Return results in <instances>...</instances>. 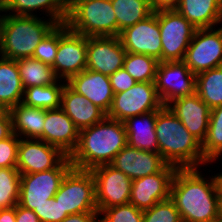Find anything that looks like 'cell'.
<instances>
[{
  "label": "cell",
  "mask_w": 222,
  "mask_h": 222,
  "mask_svg": "<svg viewBox=\"0 0 222 222\" xmlns=\"http://www.w3.org/2000/svg\"><path fill=\"white\" fill-rule=\"evenodd\" d=\"M16 222H40L33 210L16 205Z\"/></svg>",
  "instance_id": "7bdbcfd3"
},
{
  "label": "cell",
  "mask_w": 222,
  "mask_h": 222,
  "mask_svg": "<svg viewBox=\"0 0 222 222\" xmlns=\"http://www.w3.org/2000/svg\"><path fill=\"white\" fill-rule=\"evenodd\" d=\"M63 80L58 79L54 84L32 86L24 89L22 103L45 110L61 107V96L64 89ZM61 83V84H60Z\"/></svg>",
  "instance_id": "f1b7e54d"
},
{
  "label": "cell",
  "mask_w": 222,
  "mask_h": 222,
  "mask_svg": "<svg viewBox=\"0 0 222 222\" xmlns=\"http://www.w3.org/2000/svg\"><path fill=\"white\" fill-rule=\"evenodd\" d=\"M0 222H16V206L0 210Z\"/></svg>",
  "instance_id": "f6af8a7d"
},
{
  "label": "cell",
  "mask_w": 222,
  "mask_h": 222,
  "mask_svg": "<svg viewBox=\"0 0 222 222\" xmlns=\"http://www.w3.org/2000/svg\"><path fill=\"white\" fill-rule=\"evenodd\" d=\"M13 133L19 138L43 140L45 109L30 107L22 102L9 110Z\"/></svg>",
  "instance_id": "484cf974"
},
{
  "label": "cell",
  "mask_w": 222,
  "mask_h": 222,
  "mask_svg": "<svg viewBox=\"0 0 222 222\" xmlns=\"http://www.w3.org/2000/svg\"><path fill=\"white\" fill-rule=\"evenodd\" d=\"M78 137L79 130L61 108L45 110L44 142L59 148L65 155L70 156L77 146Z\"/></svg>",
  "instance_id": "ffe728a7"
},
{
  "label": "cell",
  "mask_w": 222,
  "mask_h": 222,
  "mask_svg": "<svg viewBox=\"0 0 222 222\" xmlns=\"http://www.w3.org/2000/svg\"><path fill=\"white\" fill-rule=\"evenodd\" d=\"M88 37L58 24V51L52 66L56 77L67 82L86 69Z\"/></svg>",
  "instance_id": "ba28073f"
},
{
  "label": "cell",
  "mask_w": 222,
  "mask_h": 222,
  "mask_svg": "<svg viewBox=\"0 0 222 222\" xmlns=\"http://www.w3.org/2000/svg\"><path fill=\"white\" fill-rule=\"evenodd\" d=\"M111 4L117 18V36L153 13L150 0H111Z\"/></svg>",
  "instance_id": "83f0119b"
},
{
  "label": "cell",
  "mask_w": 222,
  "mask_h": 222,
  "mask_svg": "<svg viewBox=\"0 0 222 222\" xmlns=\"http://www.w3.org/2000/svg\"><path fill=\"white\" fill-rule=\"evenodd\" d=\"M68 3V0H8L1 10L10 15L37 16L33 12L41 9L49 19L62 24L68 17Z\"/></svg>",
  "instance_id": "cb8c5ba5"
},
{
  "label": "cell",
  "mask_w": 222,
  "mask_h": 222,
  "mask_svg": "<svg viewBox=\"0 0 222 222\" xmlns=\"http://www.w3.org/2000/svg\"><path fill=\"white\" fill-rule=\"evenodd\" d=\"M157 19L162 40V62L183 61L195 27L176 10L159 11Z\"/></svg>",
  "instance_id": "30bf717a"
},
{
  "label": "cell",
  "mask_w": 222,
  "mask_h": 222,
  "mask_svg": "<svg viewBox=\"0 0 222 222\" xmlns=\"http://www.w3.org/2000/svg\"><path fill=\"white\" fill-rule=\"evenodd\" d=\"M177 167L168 164L161 172L132 180L130 204L144 211L170 198L171 184Z\"/></svg>",
  "instance_id": "9a60e30c"
},
{
  "label": "cell",
  "mask_w": 222,
  "mask_h": 222,
  "mask_svg": "<svg viewBox=\"0 0 222 222\" xmlns=\"http://www.w3.org/2000/svg\"><path fill=\"white\" fill-rule=\"evenodd\" d=\"M200 168H178L174 174L170 198L183 222L218 221L220 176L204 177Z\"/></svg>",
  "instance_id": "6da1fadb"
},
{
  "label": "cell",
  "mask_w": 222,
  "mask_h": 222,
  "mask_svg": "<svg viewBox=\"0 0 222 222\" xmlns=\"http://www.w3.org/2000/svg\"><path fill=\"white\" fill-rule=\"evenodd\" d=\"M98 212H83L68 215L62 222H99Z\"/></svg>",
  "instance_id": "b9f144b4"
},
{
  "label": "cell",
  "mask_w": 222,
  "mask_h": 222,
  "mask_svg": "<svg viewBox=\"0 0 222 222\" xmlns=\"http://www.w3.org/2000/svg\"><path fill=\"white\" fill-rule=\"evenodd\" d=\"M119 38L127 52L144 54L162 62V40L157 12L125 28L120 32Z\"/></svg>",
  "instance_id": "5bb4252c"
},
{
  "label": "cell",
  "mask_w": 222,
  "mask_h": 222,
  "mask_svg": "<svg viewBox=\"0 0 222 222\" xmlns=\"http://www.w3.org/2000/svg\"><path fill=\"white\" fill-rule=\"evenodd\" d=\"M196 94L211 110L222 106V66L196 75Z\"/></svg>",
  "instance_id": "4dcf8cb0"
},
{
  "label": "cell",
  "mask_w": 222,
  "mask_h": 222,
  "mask_svg": "<svg viewBox=\"0 0 222 222\" xmlns=\"http://www.w3.org/2000/svg\"><path fill=\"white\" fill-rule=\"evenodd\" d=\"M91 172L99 214L106 208L129 203L132 180L127 175L109 164L95 167Z\"/></svg>",
  "instance_id": "4fadbf2b"
},
{
  "label": "cell",
  "mask_w": 222,
  "mask_h": 222,
  "mask_svg": "<svg viewBox=\"0 0 222 222\" xmlns=\"http://www.w3.org/2000/svg\"><path fill=\"white\" fill-rule=\"evenodd\" d=\"M109 78L114 94L127 91L137 83L123 67L111 74Z\"/></svg>",
  "instance_id": "ab89813d"
},
{
  "label": "cell",
  "mask_w": 222,
  "mask_h": 222,
  "mask_svg": "<svg viewBox=\"0 0 222 222\" xmlns=\"http://www.w3.org/2000/svg\"><path fill=\"white\" fill-rule=\"evenodd\" d=\"M154 84L163 106L196 93V75L183 61L159 62Z\"/></svg>",
  "instance_id": "7c38bea8"
},
{
  "label": "cell",
  "mask_w": 222,
  "mask_h": 222,
  "mask_svg": "<svg viewBox=\"0 0 222 222\" xmlns=\"http://www.w3.org/2000/svg\"><path fill=\"white\" fill-rule=\"evenodd\" d=\"M54 199L68 215L98 212L92 172L72 167L64 176Z\"/></svg>",
  "instance_id": "8992f818"
},
{
  "label": "cell",
  "mask_w": 222,
  "mask_h": 222,
  "mask_svg": "<svg viewBox=\"0 0 222 222\" xmlns=\"http://www.w3.org/2000/svg\"><path fill=\"white\" fill-rule=\"evenodd\" d=\"M17 66L23 88L54 84L58 78L51 66L33 57L18 59Z\"/></svg>",
  "instance_id": "f546056e"
},
{
  "label": "cell",
  "mask_w": 222,
  "mask_h": 222,
  "mask_svg": "<svg viewBox=\"0 0 222 222\" xmlns=\"http://www.w3.org/2000/svg\"><path fill=\"white\" fill-rule=\"evenodd\" d=\"M23 93L17 61L0 56V103L9 111L22 102Z\"/></svg>",
  "instance_id": "4316f807"
},
{
  "label": "cell",
  "mask_w": 222,
  "mask_h": 222,
  "mask_svg": "<svg viewBox=\"0 0 222 222\" xmlns=\"http://www.w3.org/2000/svg\"><path fill=\"white\" fill-rule=\"evenodd\" d=\"M59 148L40 139L20 138L17 169L20 174H30L56 168L65 158Z\"/></svg>",
  "instance_id": "2e32d148"
},
{
  "label": "cell",
  "mask_w": 222,
  "mask_h": 222,
  "mask_svg": "<svg viewBox=\"0 0 222 222\" xmlns=\"http://www.w3.org/2000/svg\"><path fill=\"white\" fill-rule=\"evenodd\" d=\"M155 133L158 152L170 165L177 168H200L204 159L202 143L194 137L168 106L157 110Z\"/></svg>",
  "instance_id": "3957f363"
},
{
  "label": "cell",
  "mask_w": 222,
  "mask_h": 222,
  "mask_svg": "<svg viewBox=\"0 0 222 222\" xmlns=\"http://www.w3.org/2000/svg\"><path fill=\"white\" fill-rule=\"evenodd\" d=\"M20 138L13 133L10 137L0 140V168H16Z\"/></svg>",
  "instance_id": "74e56055"
},
{
  "label": "cell",
  "mask_w": 222,
  "mask_h": 222,
  "mask_svg": "<svg viewBox=\"0 0 222 222\" xmlns=\"http://www.w3.org/2000/svg\"><path fill=\"white\" fill-rule=\"evenodd\" d=\"M218 221L222 222V182L220 183L219 193H218Z\"/></svg>",
  "instance_id": "bcb514c9"
},
{
  "label": "cell",
  "mask_w": 222,
  "mask_h": 222,
  "mask_svg": "<svg viewBox=\"0 0 222 222\" xmlns=\"http://www.w3.org/2000/svg\"><path fill=\"white\" fill-rule=\"evenodd\" d=\"M99 215V222H143V211L130 203L106 208Z\"/></svg>",
  "instance_id": "d590c367"
},
{
  "label": "cell",
  "mask_w": 222,
  "mask_h": 222,
  "mask_svg": "<svg viewBox=\"0 0 222 222\" xmlns=\"http://www.w3.org/2000/svg\"><path fill=\"white\" fill-rule=\"evenodd\" d=\"M159 61L144 54L127 52L123 68L136 82H154Z\"/></svg>",
  "instance_id": "d6a6232c"
},
{
  "label": "cell",
  "mask_w": 222,
  "mask_h": 222,
  "mask_svg": "<svg viewBox=\"0 0 222 222\" xmlns=\"http://www.w3.org/2000/svg\"><path fill=\"white\" fill-rule=\"evenodd\" d=\"M183 62L195 75L222 66V27L196 29Z\"/></svg>",
  "instance_id": "8fae6325"
},
{
  "label": "cell",
  "mask_w": 222,
  "mask_h": 222,
  "mask_svg": "<svg viewBox=\"0 0 222 222\" xmlns=\"http://www.w3.org/2000/svg\"><path fill=\"white\" fill-rule=\"evenodd\" d=\"M176 11L195 29L213 28L222 22V0H181Z\"/></svg>",
  "instance_id": "603a6c76"
},
{
  "label": "cell",
  "mask_w": 222,
  "mask_h": 222,
  "mask_svg": "<svg viewBox=\"0 0 222 222\" xmlns=\"http://www.w3.org/2000/svg\"><path fill=\"white\" fill-rule=\"evenodd\" d=\"M0 13H2L1 8H0ZM1 22H2V15L0 14V38H1Z\"/></svg>",
  "instance_id": "681fc988"
},
{
  "label": "cell",
  "mask_w": 222,
  "mask_h": 222,
  "mask_svg": "<svg viewBox=\"0 0 222 222\" xmlns=\"http://www.w3.org/2000/svg\"><path fill=\"white\" fill-rule=\"evenodd\" d=\"M8 0H0V8H2Z\"/></svg>",
  "instance_id": "c3c4849f"
},
{
  "label": "cell",
  "mask_w": 222,
  "mask_h": 222,
  "mask_svg": "<svg viewBox=\"0 0 222 222\" xmlns=\"http://www.w3.org/2000/svg\"><path fill=\"white\" fill-rule=\"evenodd\" d=\"M126 53L119 36L88 37L86 69L110 76L123 67Z\"/></svg>",
  "instance_id": "e0dca14e"
},
{
  "label": "cell",
  "mask_w": 222,
  "mask_h": 222,
  "mask_svg": "<svg viewBox=\"0 0 222 222\" xmlns=\"http://www.w3.org/2000/svg\"><path fill=\"white\" fill-rule=\"evenodd\" d=\"M33 212L38 216L40 222H62L68 216L54 197L36 207Z\"/></svg>",
  "instance_id": "f35d334b"
},
{
  "label": "cell",
  "mask_w": 222,
  "mask_h": 222,
  "mask_svg": "<svg viewBox=\"0 0 222 222\" xmlns=\"http://www.w3.org/2000/svg\"><path fill=\"white\" fill-rule=\"evenodd\" d=\"M143 222H183L171 198L157 202L143 211Z\"/></svg>",
  "instance_id": "e575fe53"
},
{
  "label": "cell",
  "mask_w": 222,
  "mask_h": 222,
  "mask_svg": "<svg viewBox=\"0 0 222 222\" xmlns=\"http://www.w3.org/2000/svg\"><path fill=\"white\" fill-rule=\"evenodd\" d=\"M58 51V24L47 34L38 44L33 54V58L42 63L53 66Z\"/></svg>",
  "instance_id": "8d00e7d4"
},
{
  "label": "cell",
  "mask_w": 222,
  "mask_h": 222,
  "mask_svg": "<svg viewBox=\"0 0 222 222\" xmlns=\"http://www.w3.org/2000/svg\"><path fill=\"white\" fill-rule=\"evenodd\" d=\"M156 115L157 111H151L140 116L129 117L124 121L129 146L144 151L158 152L155 133Z\"/></svg>",
  "instance_id": "d4e9b609"
},
{
  "label": "cell",
  "mask_w": 222,
  "mask_h": 222,
  "mask_svg": "<svg viewBox=\"0 0 222 222\" xmlns=\"http://www.w3.org/2000/svg\"><path fill=\"white\" fill-rule=\"evenodd\" d=\"M162 106L154 82H137L127 91L114 94L106 116L124 122L129 117L157 111Z\"/></svg>",
  "instance_id": "9c48e42d"
},
{
  "label": "cell",
  "mask_w": 222,
  "mask_h": 222,
  "mask_svg": "<svg viewBox=\"0 0 222 222\" xmlns=\"http://www.w3.org/2000/svg\"><path fill=\"white\" fill-rule=\"evenodd\" d=\"M68 27L86 37L117 36L111 0H68Z\"/></svg>",
  "instance_id": "5b68a950"
},
{
  "label": "cell",
  "mask_w": 222,
  "mask_h": 222,
  "mask_svg": "<svg viewBox=\"0 0 222 222\" xmlns=\"http://www.w3.org/2000/svg\"><path fill=\"white\" fill-rule=\"evenodd\" d=\"M169 109L201 143L208 132L211 109L195 93L173 100Z\"/></svg>",
  "instance_id": "d6986e66"
},
{
  "label": "cell",
  "mask_w": 222,
  "mask_h": 222,
  "mask_svg": "<svg viewBox=\"0 0 222 222\" xmlns=\"http://www.w3.org/2000/svg\"><path fill=\"white\" fill-rule=\"evenodd\" d=\"M109 165L134 180L161 172L168 163L159 152L144 151L127 144Z\"/></svg>",
  "instance_id": "ac0fdd59"
},
{
  "label": "cell",
  "mask_w": 222,
  "mask_h": 222,
  "mask_svg": "<svg viewBox=\"0 0 222 222\" xmlns=\"http://www.w3.org/2000/svg\"><path fill=\"white\" fill-rule=\"evenodd\" d=\"M74 91L108 113L114 93L109 76L85 69L66 82Z\"/></svg>",
  "instance_id": "44dd1931"
},
{
  "label": "cell",
  "mask_w": 222,
  "mask_h": 222,
  "mask_svg": "<svg viewBox=\"0 0 222 222\" xmlns=\"http://www.w3.org/2000/svg\"><path fill=\"white\" fill-rule=\"evenodd\" d=\"M44 16L2 14L0 56L18 60L33 57L38 44L58 24Z\"/></svg>",
  "instance_id": "277c9868"
},
{
  "label": "cell",
  "mask_w": 222,
  "mask_h": 222,
  "mask_svg": "<svg viewBox=\"0 0 222 222\" xmlns=\"http://www.w3.org/2000/svg\"><path fill=\"white\" fill-rule=\"evenodd\" d=\"M219 176H220V180L222 182V173H219Z\"/></svg>",
  "instance_id": "f907efd6"
},
{
  "label": "cell",
  "mask_w": 222,
  "mask_h": 222,
  "mask_svg": "<svg viewBox=\"0 0 222 222\" xmlns=\"http://www.w3.org/2000/svg\"><path fill=\"white\" fill-rule=\"evenodd\" d=\"M60 108L71 118L79 131L91 127L106 117L102 109L74 91L66 82L62 91Z\"/></svg>",
  "instance_id": "7402d4cb"
},
{
  "label": "cell",
  "mask_w": 222,
  "mask_h": 222,
  "mask_svg": "<svg viewBox=\"0 0 222 222\" xmlns=\"http://www.w3.org/2000/svg\"><path fill=\"white\" fill-rule=\"evenodd\" d=\"M72 168L67 156L56 168L42 172L21 174L18 205L30 210L48 202L57 193L59 186Z\"/></svg>",
  "instance_id": "52a82bcc"
},
{
  "label": "cell",
  "mask_w": 222,
  "mask_h": 222,
  "mask_svg": "<svg viewBox=\"0 0 222 222\" xmlns=\"http://www.w3.org/2000/svg\"><path fill=\"white\" fill-rule=\"evenodd\" d=\"M202 152L209 164L222 158V106L211 110L207 136L202 142Z\"/></svg>",
  "instance_id": "1f68e13d"
},
{
  "label": "cell",
  "mask_w": 222,
  "mask_h": 222,
  "mask_svg": "<svg viewBox=\"0 0 222 222\" xmlns=\"http://www.w3.org/2000/svg\"><path fill=\"white\" fill-rule=\"evenodd\" d=\"M126 145L124 122L106 116L102 121L79 131L77 146L69 159L73 168L91 171L110 164Z\"/></svg>",
  "instance_id": "7a4b0ae2"
},
{
  "label": "cell",
  "mask_w": 222,
  "mask_h": 222,
  "mask_svg": "<svg viewBox=\"0 0 222 222\" xmlns=\"http://www.w3.org/2000/svg\"><path fill=\"white\" fill-rule=\"evenodd\" d=\"M8 110L0 103V116L5 115Z\"/></svg>",
  "instance_id": "7dc6e473"
},
{
  "label": "cell",
  "mask_w": 222,
  "mask_h": 222,
  "mask_svg": "<svg viewBox=\"0 0 222 222\" xmlns=\"http://www.w3.org/2000/svg\"><path fill=\"white\" fill-rule=\"evenodd\" d=\"M20 176L17 168H0V210L13 208L18 204Z\"/></svg>",
  "instance_id": "836d02e7"
},
{
  "label": "cell",
  "mask_w": 222,
  "mask_h": 222,
  "mask_svg": "<svg viewBox=\"0 0 222 222\" xmlns=\"http://www.w3.org/2000/svg\"><path fill=\"white\" fill-rule=\"evenodd\" d=\"M13 134L12 118L9 111L0 116V140L6 139Z\"/></svg>",
  "instance_id": "ee69618b"
},
{
  "label": "cell",
  "mask_w": 222,
  "mask_h": 222,
  "mask_svg": "<svg viewBox=\"0 0 222 222\" xmlns=\"http://www.w3.org/2000/svg\"><path fill=\"white\" fill-rule=\"evenodd\" d=\"M181 0H150L153 12L176 10Z\"/></svg>",
  "instance_id": "60d3db41"
}]
</instances>
